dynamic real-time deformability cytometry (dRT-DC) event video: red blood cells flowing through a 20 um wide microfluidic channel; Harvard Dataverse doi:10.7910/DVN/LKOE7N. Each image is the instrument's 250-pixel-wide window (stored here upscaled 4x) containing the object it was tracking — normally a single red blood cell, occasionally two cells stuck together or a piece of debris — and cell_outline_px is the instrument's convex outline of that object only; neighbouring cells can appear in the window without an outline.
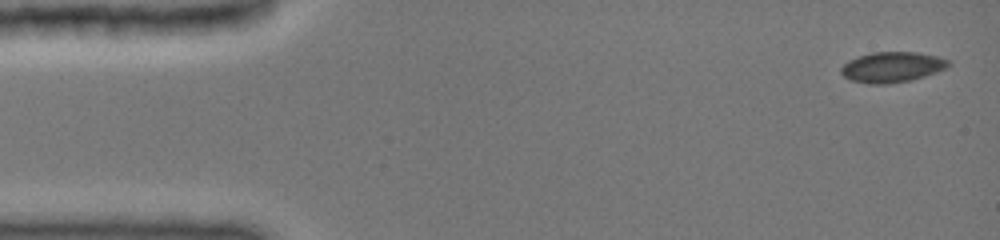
{"species": "common noctule bat (a hibernating species)", "species_latin": "Nyctalus noctula", "temperature_condition": "cold", "stored_images_in_passage": 16, "camera_frame_rate_fps": 3000, "um_per_image_px": 0.085, "animal": {"sex": "female", "body_mass_g": 19.0, "forearm_length_mm": 51.5}, "frame": {"image": 1, "passage_image": 1, "time_ms": 0.0, "image_size_px": [1000, 240], "cell_outline_px": [[948, 64], [944, 68], [936, 72], [924, 76], [908, 80], [884, 84], [872, 84], [852, 80], [844, 76], [840, 72], [840, 68], [844, 64], [860, 56], [872, 52], [916, 52], [936, 56], [948, 60]], "centroid_in_image_um": [75.8, 5.7], "position_along_channel_um": 9.2, "area_um2": 18.5}}
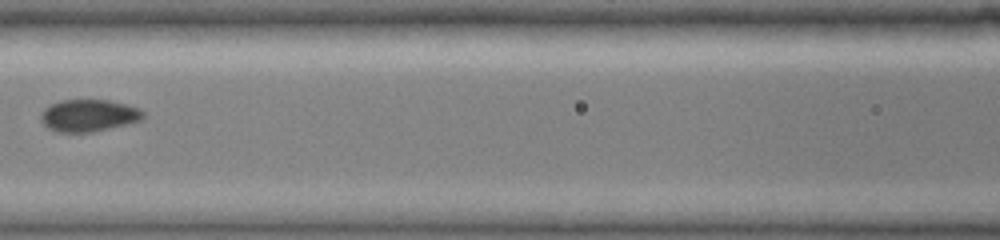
{"frame": {"image": 2, "passage_image": 10, "time_ms": 6.667, "image_size_px": [1000, 240], "cell_outline_px": [[144, 116], [140, 120], [92, 132], [56, 132], [48, 128], [40, 120], [40, 116], [44, 108], [60, 100], [108, 100], [124, 104], [136, 108], [144, 112]], "centroid_in_image_um": [7.47, 9.82], "position_along_channel_um": 159.1, "area_um2": 18.84}}
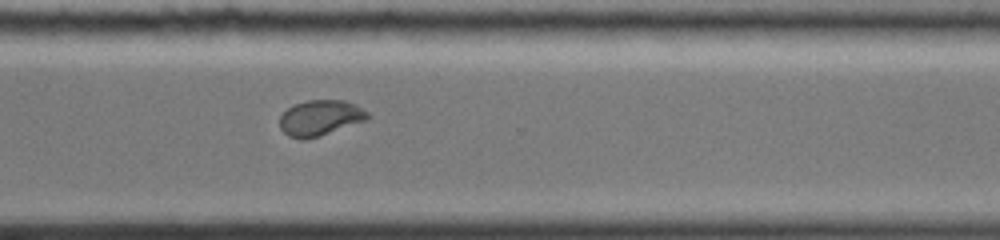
{"frame": {"image": 3, "passage_image": 16, "time_ms": 11.333, "image_size_px": [1000, 240], "cell_outline_px": [[368, 116], [364, 120], [320, 136], [304, 140], [300, 140], [288, 136], [280, 128], [280, 116], [288, 108], [296, 104], [308, 100], [344, 100], [356, 104], [368, 112]], "centroid_in_image_um": [27.18, 10.02], "position_along_channel_um": 343.4, "area_um2": 18.03}}